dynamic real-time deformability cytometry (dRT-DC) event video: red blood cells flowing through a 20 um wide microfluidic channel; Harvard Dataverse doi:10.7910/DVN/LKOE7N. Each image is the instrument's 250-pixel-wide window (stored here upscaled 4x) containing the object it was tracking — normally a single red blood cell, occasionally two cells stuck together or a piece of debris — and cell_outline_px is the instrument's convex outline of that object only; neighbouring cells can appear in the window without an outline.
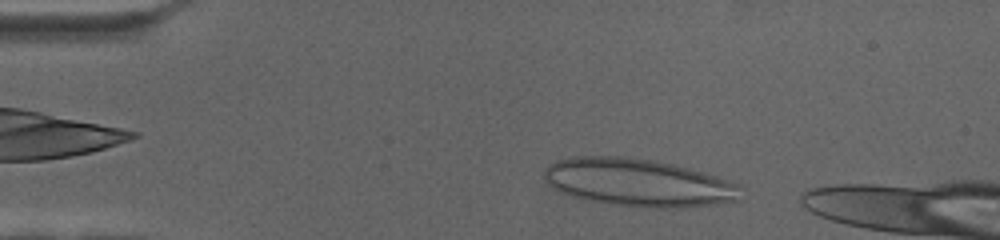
{"species": "human", "species_latin": "Homo sapiens", "temperature_condition": "cold", "stored_images_in_passage": 51, "camera_frame_rate_fps": 3000, "um_per_image_px": 0.085, "donor": {"sex": "female"}, "frame": {"image": 1, "passage_image": 4, "time_ms": 1.0, "image_size_px": [1000, 240], "cell_outline_px": [[740, 200], [716, 204], [680, 208], [656, 208], [616, 204], [576, 196], [564, 192], [548, 184], [544, 176], [544, 168], [548, 164], [556, 160], [572, 156], [620, 156], [656, 160], [676, 164], [716, 176], [736, 184]], "centroid_in_image_um": [54.25, 15.49], "position_along_channel_um": 30.8, "area_um2": 54.04}}
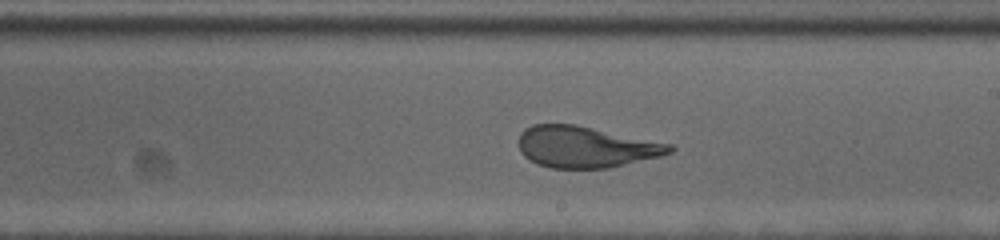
{"frame": {"image": 2, "passage_image": 31, "time_ms": 10.0, "image_size_px": [1000, 240], "cell_outline_px": [[676, 148], [672, 152], [660, 156], [608, 168], [552, 168], [536, 164], [524, 156], [520, 152], [520, 132], [524, 128], [532, 124], [576, 124], [672, 144]], "centroid_in_image_um": [49.78, 12.48], "position_along_channel_um": 239.2, "area_um2": 36.41}}
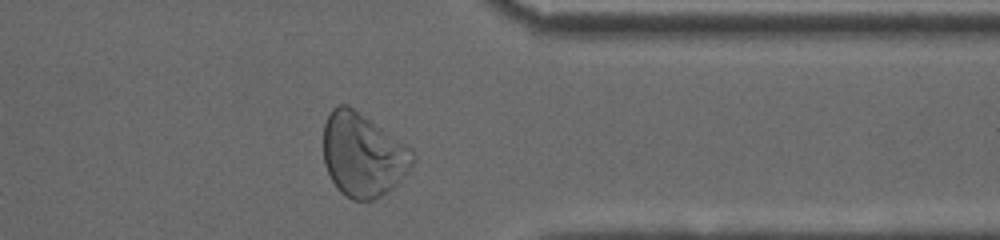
{"frame": {"image": 3, "passage_image": 46, "time_ms": 15.0, "image_size_px": [1000, 240], "cell_outline_px": [[416, 160], [408, 172], [392, 188], [380, 196], [372, 200], [352, 200], [344, 196], [336, 188], [324, 164], [324, 124], [332, 108], [340, 104], [348, 104], [408, 144], [412, 148], [416, 156]], "centroid_in_image_um": [30.88, 13.15], "position_along_channel_um": 380.5, "area_um2": 43.99}}